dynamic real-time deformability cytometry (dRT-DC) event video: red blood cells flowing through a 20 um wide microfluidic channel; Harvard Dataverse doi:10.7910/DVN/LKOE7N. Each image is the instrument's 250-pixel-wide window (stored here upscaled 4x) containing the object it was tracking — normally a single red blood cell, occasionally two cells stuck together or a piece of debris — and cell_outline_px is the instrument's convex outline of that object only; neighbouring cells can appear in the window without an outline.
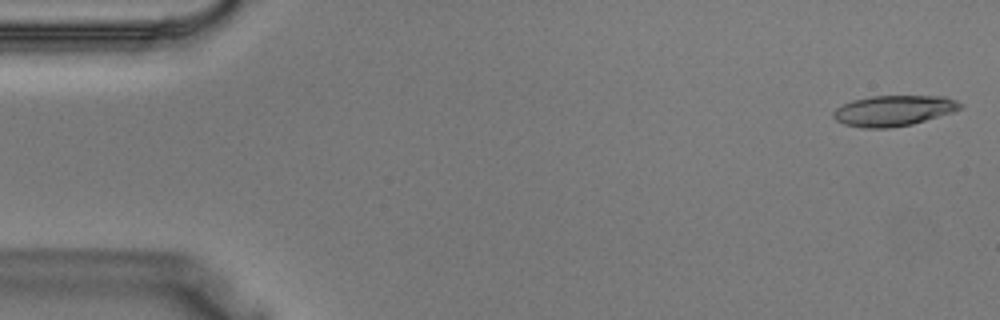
{"species": "Egyptian fruit bat (a non-hibernating species)", "species_latin": "Rousettus aegyptiacus", "temperature_condition": "warm", "stored_images_in_passage": 38, "camera_frame_rate_fps": 3000, "um_per_image_px": 0.085, "animal": {"sex": "male"}, "frame": {"image": 1, "passage_image": 1, "time_ms": 0.0, "image_size_px": [1000, 320], "cell_outline_px": [[964, 108], [952, 112], [912, 124], [892, 128], [860, 128], [844, 124], [836, 120], [832, 116], [832, 112], [836, 108], [852, 100], [872, 96], [944, 96], [956, 100], [964, 104]], "centroid_in_image_um": [75.96, 9.41], "position_along_channel_um": 9.0, "area_um2": 22.77}}
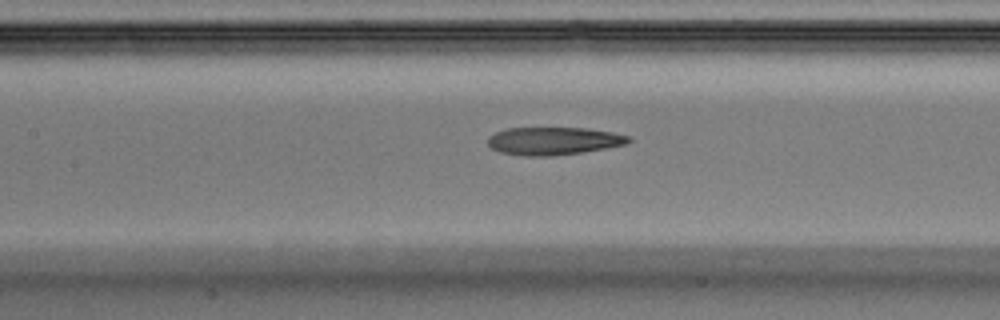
{"frame": {"image": 2, "passage_image": 17, "time_ms": 5.333, "image_size_px": [1000, 320], "cell_outline_px": [[632, 140], [624, 144], [584, 152], [552, 156], [524, 156], [500, 152], [492, 148], [488, 144], [488, 136], [496, 132], [508, 128], [584, 128], [612, 132], [628, 136]], "centroid_in_image_um": [47.02, 11.98], "position_along_channel_um": 160.4, "area_um2": 22.66}}
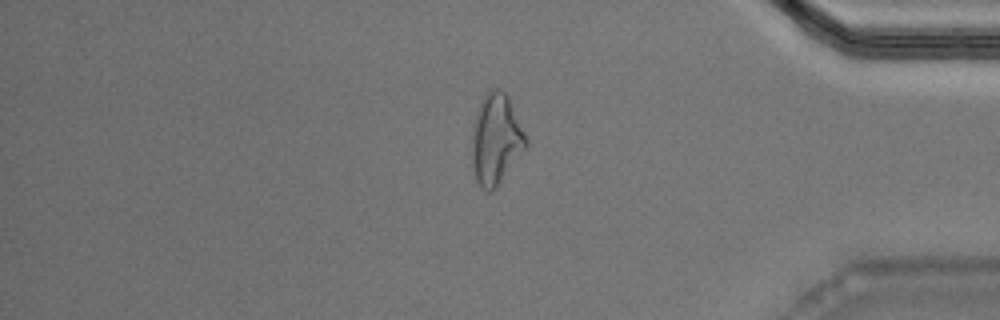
{"frame": {"image": 3, "passage_image": 32, "time_ms": 10.333, "image_size_px": [1000, 320], "cell_outline_px": [[528, 144], [496, 188], [492, 192], [488, 192], [476, 180], [472, 164], [472, 124], [480, 104], [484, 96], [492, 88], [500, 88], [508, 96], [528, 140]], "centroid_in_image_um": [42.15, 11.83], "position_along_channel_um": 393.1, "area_um2": 28.26}}